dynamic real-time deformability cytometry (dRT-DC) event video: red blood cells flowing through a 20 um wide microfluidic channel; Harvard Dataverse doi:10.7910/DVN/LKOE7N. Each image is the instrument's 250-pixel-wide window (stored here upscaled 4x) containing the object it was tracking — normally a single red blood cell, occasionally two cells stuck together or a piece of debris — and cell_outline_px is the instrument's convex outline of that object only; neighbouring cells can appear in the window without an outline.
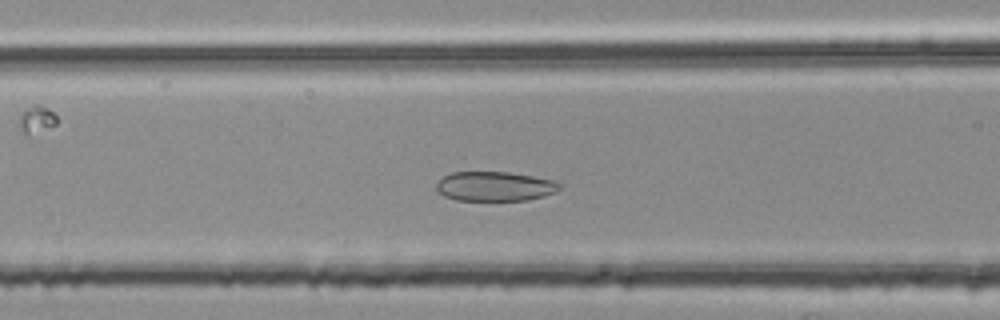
{"species": "common noctule bat (a hibernating species)", "species_latin": "Nyctalus noctula", "temperature_condition": "room temperature", "stored_images_in_passage": 48, "camera_frame_rate_fps": 3000, "um_per_image_px": 0.085, "animal": {"sex": "female", "body_mass_g": 25.1}, "frame": {"image": 1, "passage_image": 17, "time_ms": 5.333, "image_size_px": [1000, 320], "cell_outline_px": [[560, 188], [556, 192], [544, 196], [528, 200], [456, 200], [444, 196], [436, 192], [436, 184], [444, 176], [452, 172], [508, 172], [532, 176], [552, 180], [560, 184]], "centroid_in_image_um": [42.03, 15.84], "position_along_channel_um": 124.6, "area_um2": 21.15}}
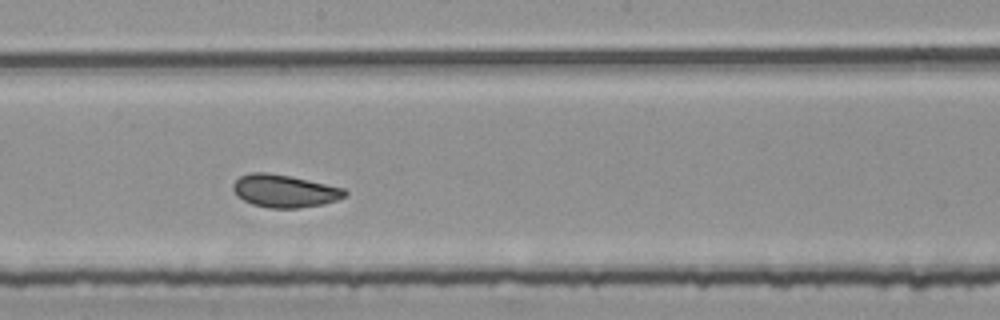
{"frame": {"image": 2, "passage_image": 25, "time_ms": 8.0, "image_size_px": [1000, 320], "cell_outline_px": [[348, 196], [324, 204], [300, 208], [268, 208], [252, 204], [236, 196], [232, 188], [232, 184], [240, 176], [248, 172], [268, 172], [288, 176], [344, 188], [348, 192]], "centroid_in_image_um": [24.16, 16.24], "position_along_channel_um": 224.0, "area_um2": 21.39}}
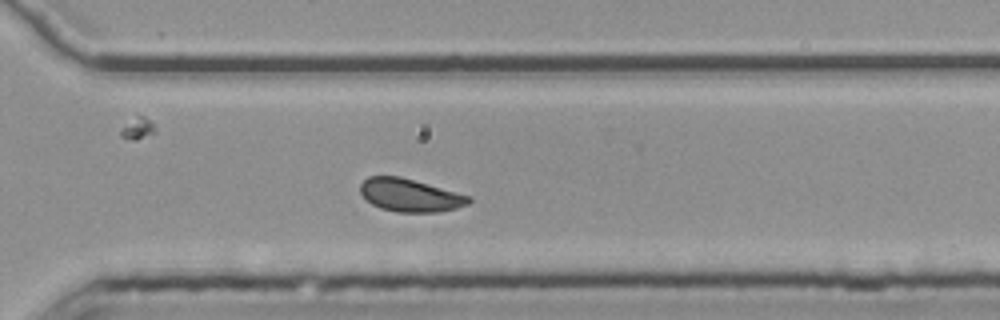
{"frame": {"image": 3, "passage_image": 34, "time_ms": 11.0, "image_size_px": [1000, 320], "cell_outline_px": [[472, 200], [468, 204], [456, 208], [436, 212], [396, 212], [380, 208], [372, 204], [360, 192], [360, 184], [368, 176], [400, 176], [472, 196]], "centroid_in_image_um": [34.87, 16.59], "position_along_channel_um": 335.7, "area_um2": 20.81}}